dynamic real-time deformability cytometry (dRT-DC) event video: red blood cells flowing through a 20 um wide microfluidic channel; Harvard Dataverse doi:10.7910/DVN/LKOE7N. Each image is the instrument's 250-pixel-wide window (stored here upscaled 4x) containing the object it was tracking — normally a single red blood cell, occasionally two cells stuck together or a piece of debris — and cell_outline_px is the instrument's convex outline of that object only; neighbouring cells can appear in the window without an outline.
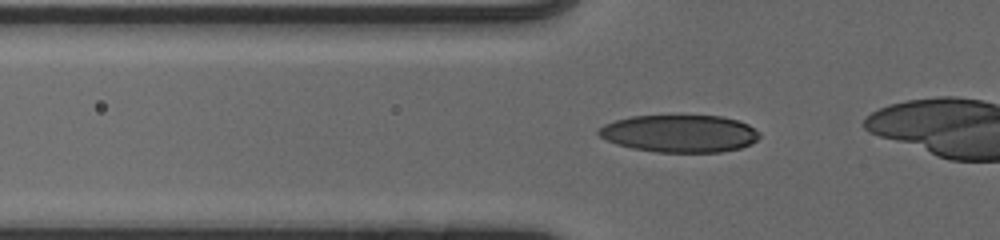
{"species": "human", "species_latin": "Homo sapiens", "temperature_condition": "cold", "stored_images_in_passage": 31, "camera_frame_rate_fps": 3000, "um_per_image_px": 0.085, "donor": {"sex": "male"}, "frame": {"image": 1, "passage_image": 12, "time_ms": 3.667, "image_size_px": [1000, 240], "cell_outline_px": [[760, 136], [752, 144], [740, 148], [720, 152], [656, 152], [632, 148], [616, 144], [600, 136], [596, 132], [604, 124], [616, 120], [632, 116], [680, 112], [720, 116], [736, 120], [748, 124], [760, 132]], "centroid_in_image_um": [57.78, 11.3], "position_along_channel_um": 68.0, "area_um2": 36.24}}
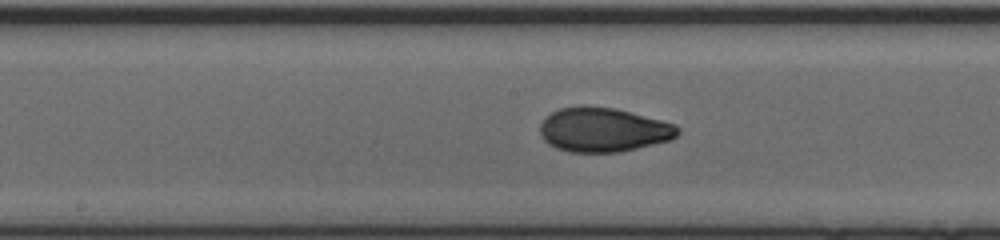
{"frame": {"image": 2, "passage_image": 22, "time_ms": 7.0, "image_size_px": [1000, 240], "cell_outline_px": [[680, 132], [672, 140], [620, 152], [568, 152], [556, 148], [548, 144], [540, 136], [540, 124], [552, 112], [560, 108], [584, 104], [616, 108], [676, 124], [680, 128]], "centroid_in_image_um": [51.29, 11.02], "position_along_channel_um": 196.9, "area_um2": 35.95}}
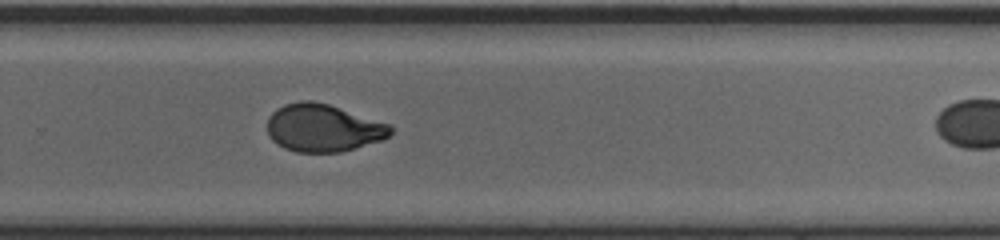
{"frame": {"image": 3, "passage_image": 30, "time_ms": 9.667, "image_size_px": [1000, 240], "cell_outline_px": [[392, 132], [388, 136], [380, 140], [340, 152], [296, 152], [284, 148], [272, 140], [268, 136], [268, 116], [276, 108], [284, 104], [300, 100], [312, 100], [328, 104], [392, 124]], "centroid_in_image_um": [27.44, 10.86], "position_along_channel_um": 302.4, "area_um2": 34.28}}